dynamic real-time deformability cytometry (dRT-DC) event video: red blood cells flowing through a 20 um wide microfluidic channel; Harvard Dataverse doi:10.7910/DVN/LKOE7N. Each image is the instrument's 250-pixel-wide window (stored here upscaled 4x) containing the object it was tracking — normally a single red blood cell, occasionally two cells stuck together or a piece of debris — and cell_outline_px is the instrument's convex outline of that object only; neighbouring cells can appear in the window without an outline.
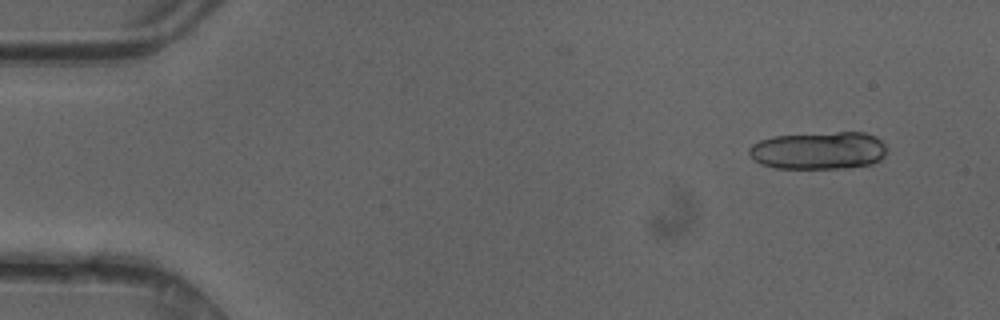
{"species": "common noctule bat (a hibernating species)", "species_latin": "Nyctalus noctula", "temperature_condition": "cold", "stored_images_in_passage": 16, "camera_frame_rate_fps": 3000, "um_per_image_px": 0.085, "animal": {"sex": "female"}, "frame": {"image": 1, "passage_image": 3, "time_ms": 0.667, "image_size_px": [1000, 320], "cell_outline_px": [[884, 156], [880, 160], [872, 164], [848, 168], [776, 168], [760, 164], [748, 152], [748, 148], [752, 144], [760, 140], [772, 136], [836, 132], [864, 132], [876, 136], [884, 144]], "centroid_in_image_um": [69.58, 12.79], "position_along_channel_um": 15.4, "area_um2": 30.23}}
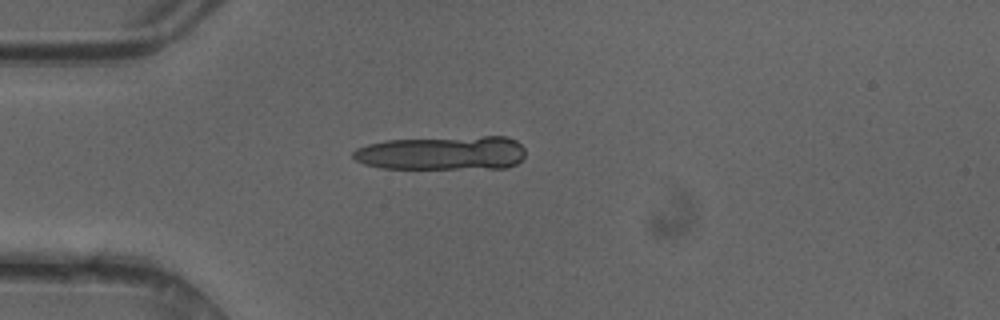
{"frame": {"image": 2, "passage_image": 12, "time_ms": 3.667, "image_size_px": [1000, 320], "cell_outline_px": [[524, 156], [516, 164], [508, 168], [380, 168], [364, 164], [356, 160], [352, 156], [352, 152], [356, 148], [368, 144], [384, 140], [484, 136], [508, 136], [516, 140], [524, 148]], "centroid_in_image_um": [37.59, 13.0], "position_along_channel_um": 47.4, "area_um2": 34.33}}